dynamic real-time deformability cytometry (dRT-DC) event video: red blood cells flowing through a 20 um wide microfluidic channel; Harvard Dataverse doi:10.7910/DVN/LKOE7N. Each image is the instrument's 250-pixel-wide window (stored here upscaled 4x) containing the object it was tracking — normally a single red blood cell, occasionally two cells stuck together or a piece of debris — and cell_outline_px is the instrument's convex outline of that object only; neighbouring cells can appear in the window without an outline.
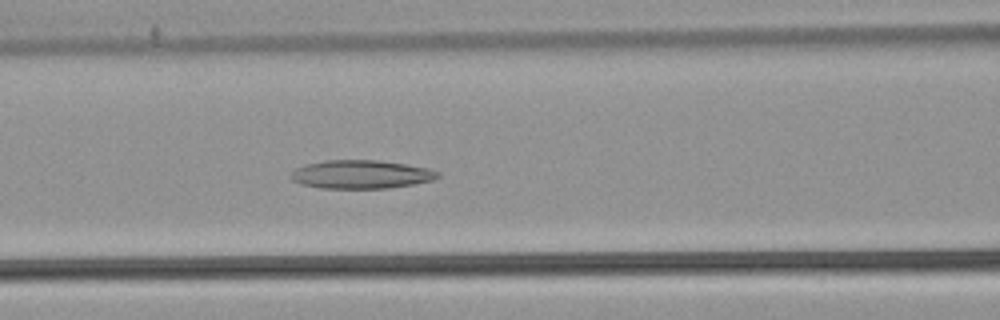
{"species": "common noctule bat (a hibernating species)", "species_latin": "Nyctalus noctula", "temperature_condition": "warm", "stored_images_in_passage": 53, "camera_frame_rate_fps": 3000, "um_per_image_px": 0.085, "animal": {"sex": "male", "body_mass_g": 21.5, "forearm_length_mm": 52.0}, "frame": {"image": 1, "passage_image": 23, "time_ms": 7.333, "image_size_px": [1000, 320], "cell_outline_px": [[440, 176], [432, 180], [412, 184], [388, 188], [320, 188], [300, 184], [292, 180], [288, 176], [296, 168], [308, 164], [328, 160], [376, 160], [404, 164], [428, 168], [440, 172]], "centroid_in_image_um": [30.67, 14.82], "position_along_channel_um": 135.9, "area_um2": 24.22}}
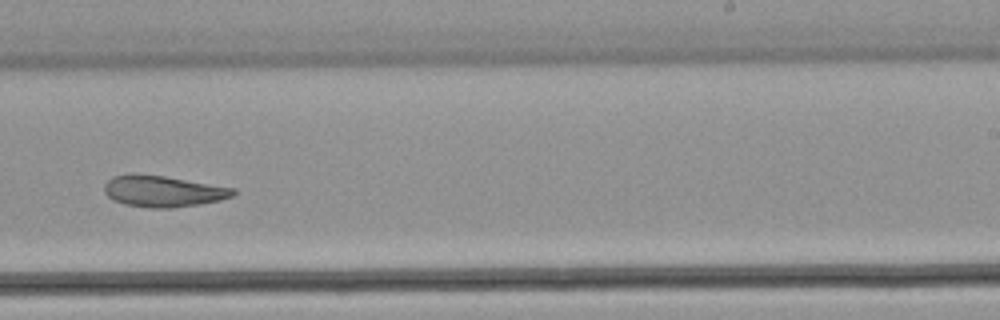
{"frame": {"image": 2, "passage_image": 34, "time_ms": 11.0, "image_size_px": [1000, 320], "cell_outline_px": [[236, 192], [232, 196], [220, 200], [172, 208], [152, 208], [124, 204], [112, 200], [104, 192], [104, 184], [112, 176], [164, 176], [236, 188]], "centroid_in_image_um": [13.88, 16.28], "position_along_channel_um": 275.1, "area_um2": 22.89}}
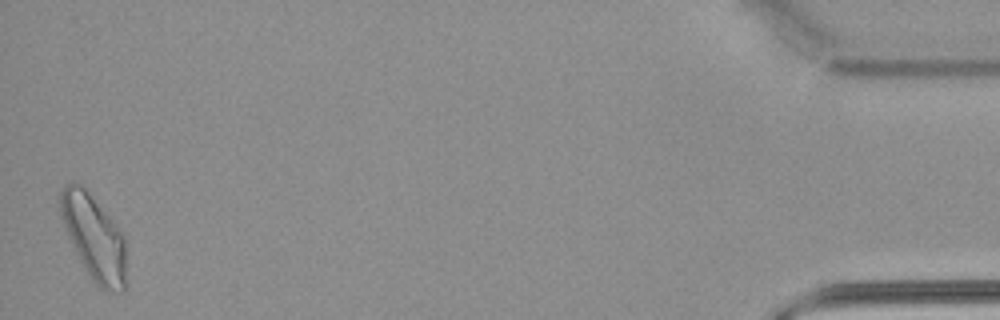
{"frame": {"image": 3, "passage_image": 53, "time_ms": 17.333, "image_size_px": [1000, 320], "cell_outline_px": [[124, 292], [104, 292], [92, 280], [80, 260], [68, 236], [60, 216], [60, 192], [72, 180], [80, 184], [88, 192], [124, 236]], "centroid_in_image_um": [7.96, 20.21], "position_along_channel_um": 427.2, "area_um2": 31.79}, "authors_computed_cell_mechanics": {"area_um2": 26.5302, "velocity_mm_per_s": 3.8071, "shape_relaxation_time_tau1_ms": null, "shape_relaxation_time_tau2_ms": 5.414, "deformation_change_tau1": null, "deformation_change_tau2": 0.1408}}